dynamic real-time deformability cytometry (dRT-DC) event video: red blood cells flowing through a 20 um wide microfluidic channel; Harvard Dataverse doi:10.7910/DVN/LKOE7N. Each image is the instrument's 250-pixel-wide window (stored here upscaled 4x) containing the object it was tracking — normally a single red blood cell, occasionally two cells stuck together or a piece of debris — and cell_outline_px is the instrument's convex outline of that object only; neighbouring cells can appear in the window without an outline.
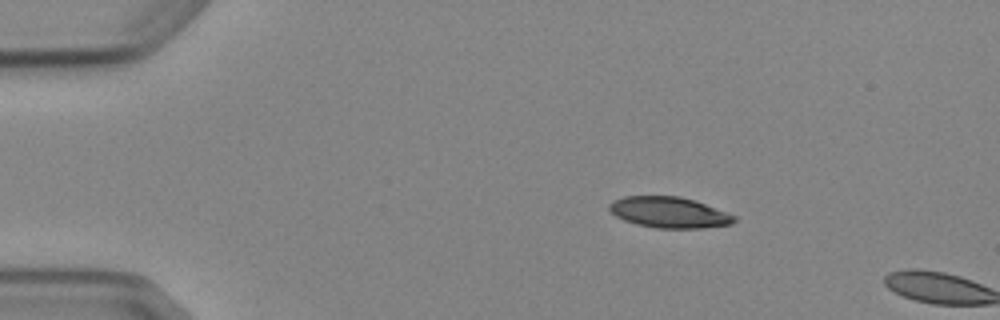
{"species": "Egyptian fruit bat (a non-hibernating species)", "species_latin": "Rousettus aegyptiacus", "temperature_condition": "cold", "stored_images_in_passage": 2, "camera_frame_rate_fps": 3000, "um_per_image_px": 0.085, "animal": {"sex": "female"}, "frame": {"image": 1, "passage_image": 1, "time_ms": 0.0, "image_size_px": [1000, 320], "cell_outline_px": [[736, 220], [732, 224], [704, 228], [656, 228], [636, 224], [624, 220], [616, 216], [608, 208], [608, 204], [612, 200], [624, 196], [680, 196], [704, 204], [736, 216]], "centroid_in_image_um": [56.84, 18.05], "position_along_channel_um": 28.2, "area_um2": 22.43}}